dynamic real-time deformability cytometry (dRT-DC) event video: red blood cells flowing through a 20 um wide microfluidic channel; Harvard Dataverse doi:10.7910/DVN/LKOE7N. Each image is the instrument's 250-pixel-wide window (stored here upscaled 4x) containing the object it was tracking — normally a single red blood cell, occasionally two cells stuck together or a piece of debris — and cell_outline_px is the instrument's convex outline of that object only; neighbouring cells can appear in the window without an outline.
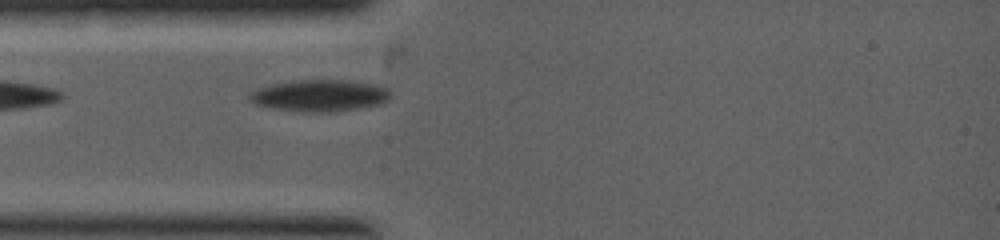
{"species": "common noctule bat (a hibernating species)", "species_latin": "Nyctalus noctula", "temperature_condition": "warm", "stored_images_in_passage": 2, "camera_frame_rate_fps": 5000, "um_per_image_px": 0.085, "animal": {"sex": "female", "body_mass_g": 19.0, "forearm_length_mm": 53.3}, "frame": {"image": 1, "passage_image": 2, "time_ms": 0.4, "image_size_px": [1000, 240], "cell_outline_px": [[392, 96], [384, 104], [360, 108], [332, 112], [300, 112], [272, 108], [256, 104], [248, 100], [248, 92], [256, 88], [272, 84], [292, 80], [352, 80], [380, 84], [388, 88], [392, 92]], "centroid_in_image_um": [27.22, 8.11], "position_along_channel_um": 57.8, "area_um2": 26.88}}